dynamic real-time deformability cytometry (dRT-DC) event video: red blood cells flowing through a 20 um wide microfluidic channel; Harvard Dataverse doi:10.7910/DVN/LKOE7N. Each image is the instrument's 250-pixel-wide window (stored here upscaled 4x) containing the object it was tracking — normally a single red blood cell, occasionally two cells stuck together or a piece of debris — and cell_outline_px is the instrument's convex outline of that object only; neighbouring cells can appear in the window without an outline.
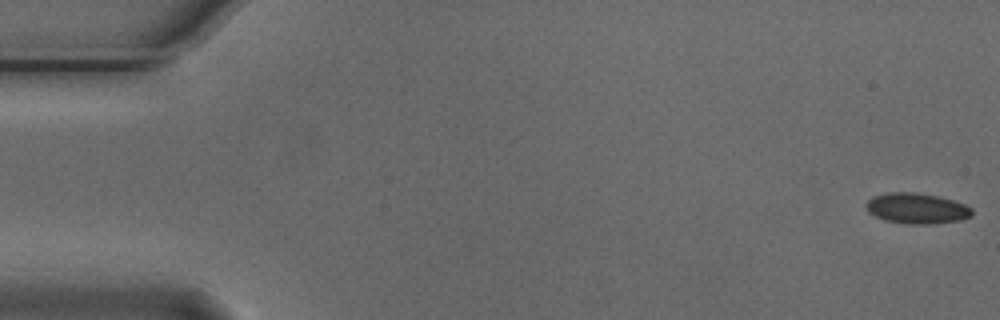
{"species": "Egyptian fruit bat (a non-hibernating species)", "species_latin": "Rousettus aegyptiacus", "temperature_condition": "cold", "stored_images_in_passage": 55, "camera_frame_rate_fps": 3000, "um_per_image_px": 0.085, "animal": {"sex": "male"}, "frame": {"image": 1, "passage_image": 1, "time_ms": 0.0, "image_size_px": [1000, 320], "cell_outline_px": [[972, 216], [960, 220], [932, 224], [908, 224], [884, 220], [868, 212], [864, 204], [872, 196], [888, 192], [912, 192], [940, 196], [964, 204], [972, 208]], "centroid_in_image_um": [77.9, 17.71], "position_along_channel_um": 7.1, "area_um2": 19.02}}
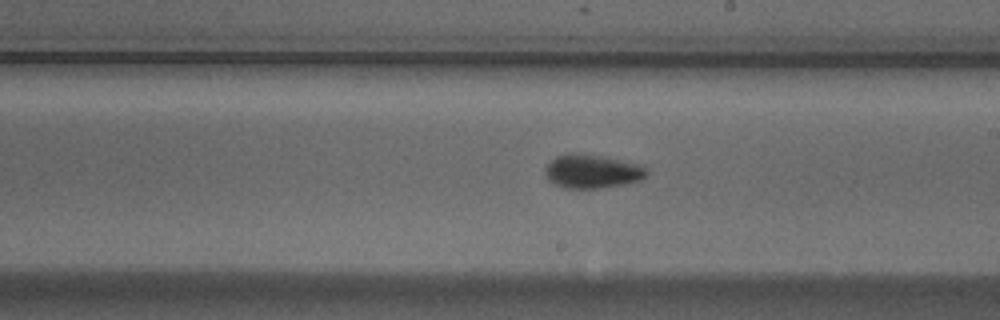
{"frame": {"image": 2, "passage_image": 31, "time_ms": 10.0, "image_size_px": [1000, 320], "cell_outline_px": [[648, 176], [640, 180], [624, 184], [596, 188], [564, 188], [548, 180], [544, 176], [544, 172], [548, 164], [556, 156], [596, 156], [636, 164], [644, 168], [648, 172]], "centroid_in_image_um": [50.32, 14.63], "position_along_channel_um": 238.7, "area_um2": 18.9}}
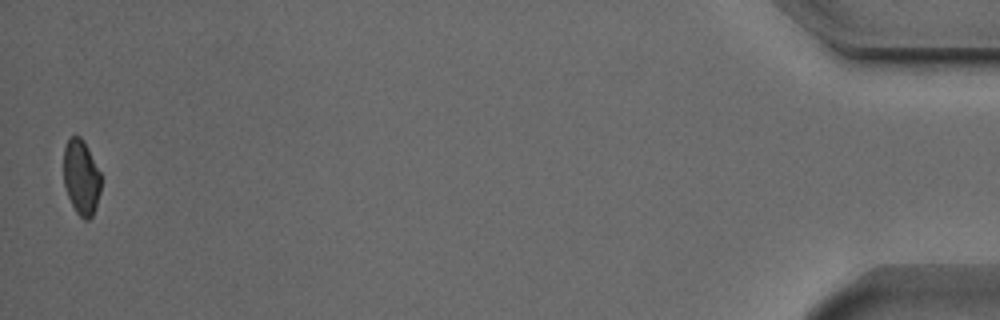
{"frame": {"image": 3, "passage_image": 54, "time_ms": 17.667, "image_size_px": [1000, 320], "cell_outline_px": [[100, 192], [92, 216], [88, 220], [84, 220], [76, 212], [68, 196], [64, 184], [64, 148], [68, 140], [72, 136], [80, 136], [84, 140], [100, 172]], "centroid_in_image_um": [6.9, 15.06], "position_along_channel_um": 428.3, "area_um2": 16.18}}